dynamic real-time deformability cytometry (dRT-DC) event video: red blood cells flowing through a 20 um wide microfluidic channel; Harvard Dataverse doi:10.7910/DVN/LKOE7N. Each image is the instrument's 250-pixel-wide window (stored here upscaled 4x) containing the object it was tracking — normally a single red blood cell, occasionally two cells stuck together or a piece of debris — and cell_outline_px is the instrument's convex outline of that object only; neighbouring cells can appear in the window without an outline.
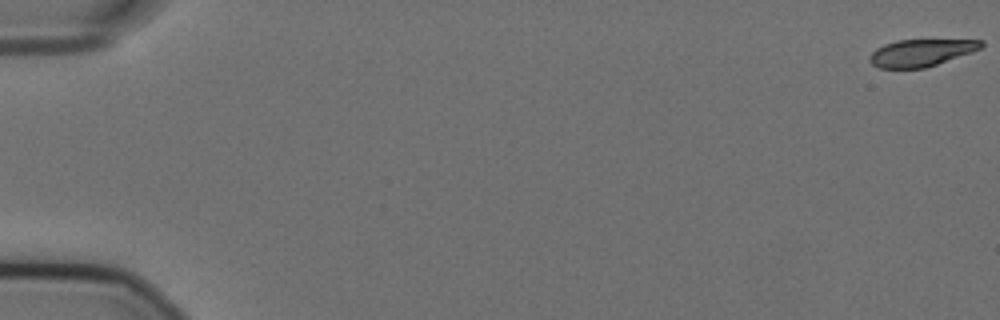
{"species": "Egyptian fruit bat (a non-hibernating species)", "species_latin": "Rousettus aegyptiacus", "temperature_condition": "cold", "stored_images_in_passage": 13, "camera_frame_rate_fps": 3000, "um_per_image_px": 0.085, "animal": {"sex": "female"}, "frame": {"image": 1, "passage_image": 1, "time_ms": 0.0, "image_size_px": [1000, 320], "cell_outline_px": [[984, 44], [980, 48], [972, 52], [924, 68], [880, 68], [872, 64], [868, 60], [868, 56], [876, 48], [884, 44], [896, 40], [984, 40]], "centroid_in_image_um": [78.25, 4.48], "position_along_channel_um": 6.8, "area_um2": 17.51}}